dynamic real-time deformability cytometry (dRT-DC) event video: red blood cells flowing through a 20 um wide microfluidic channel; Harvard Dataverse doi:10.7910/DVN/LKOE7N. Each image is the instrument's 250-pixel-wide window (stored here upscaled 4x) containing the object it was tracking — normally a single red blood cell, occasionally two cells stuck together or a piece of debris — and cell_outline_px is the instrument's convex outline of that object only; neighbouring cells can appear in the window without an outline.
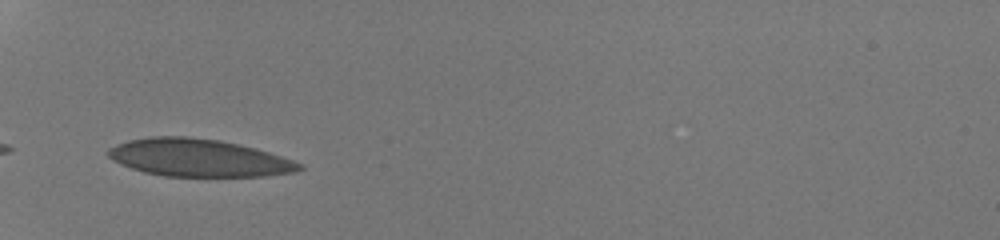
{"species": "human", "species_latin": "Homo sapiens", "temperature_condition": "room temperature", "stored_images_in_passage": 28, "camera_frame_rate_fps": 3000, "um_per_image_px": 0.085, "donor": {"sex": "male"}, "frame": {"image": 1, "passage_image": 1, "time_ms": 0.0, "image_size_px": [1000, 240], "cell_outline_px": [[304, 168], [296, 172], [264, 176], [164, 176], [144, 172], [120, 164], [112, 160], [108, 156], [108, 148], [116, 144], [128, 140], [152, 136], [188, 136], [220, 140], [268, 152], [304, 164]], "centroid_in_image_um": [16.86, 13.41], "position_along_channel_um": 68.1, "area_um2": 41.73}}
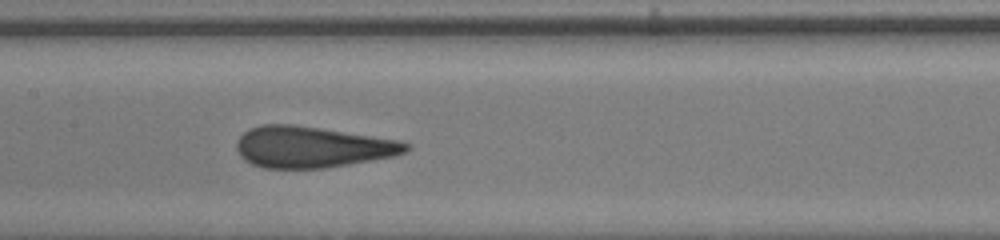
{"frame": {"image": 2, "passage_image": 10, "time_ms": 3.0, "image_size_px": [1000, 240], "cell_outline_px": [[412, 148], [408, 152], [396, 156], [324, 168], [264, 168], [252, 164], [244, 160], [240, 156], [236, 148], [236, 140], [248, 128], [260, 124], [292, 124], [320, 128], [400, 140], [412, 144]], "centroid_in_image_um": [26.55, 12.49], "position_along_channel_um": 180.9, "area_um2": 41.04}}
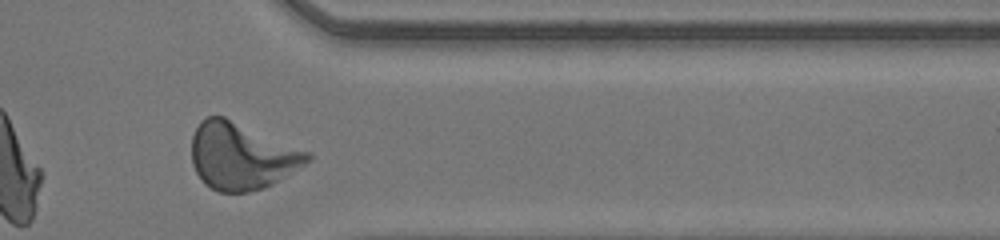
{"frame": {"image": 3, "passage_image": 25, "time_ms": 8.0, "image_size_px": [1000, 240], "cell_outline_px": [[312, 160], [272, 184], [264, 188], [248, 192], [220, 192], [204, 184], [200, 180], [192, 164], [192, 136], [200, 120], [208, 116], [224, 116], [312, 152]], "centroid_in_image_um": [20.54, 13.26], "position_along_channel_um": 390.9, "area_um2": 45.37}, "authors_computed_cell_mechanics": {"area_um2": 41.4137, "velocity_mm_per_s": 4.2394, "shape_relaxation_time_tau1_ms": 6.5325, "shape_relaxation_time_tau2_ms": 0.6356, "deformation_change_tau1": 0.1867, "deformation_change_tau2": 0.0621}}